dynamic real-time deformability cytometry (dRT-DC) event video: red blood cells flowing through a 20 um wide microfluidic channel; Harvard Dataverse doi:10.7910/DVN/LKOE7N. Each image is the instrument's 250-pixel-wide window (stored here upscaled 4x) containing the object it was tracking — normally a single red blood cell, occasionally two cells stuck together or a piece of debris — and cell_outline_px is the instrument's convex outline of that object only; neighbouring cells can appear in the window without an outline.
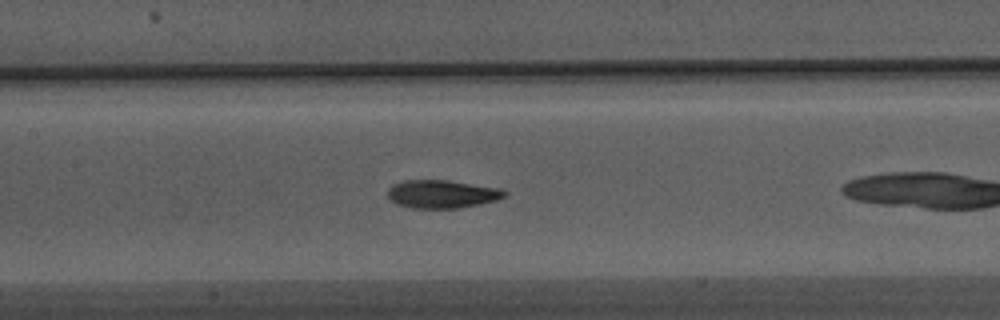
{"species": "Egyptian fruit bat (a non-hibernating species)", "species_latin": "Rousettus aegyptiacus", "temperature_condition": "warm", "stored_images_in_passage": 29, "camera_frame_rate_fps": 3000, "um_per_image_px": 0.085, "animal": {"sex": "male"}, "frame": {"image": 1, "passage_image": 10, "time_ms": 3.0, "image_size_px": [1000, 320], "cell_outline_px": [[508, 192], [504, 196], [496, 200], [480, 204], [456, 208], [412, 208], [396, 204], [388, 196], [388, 188], [392, 184], [404, 180], [448, 180], [496, 188]], "centroid_in_image_um": [37.52, 16.49], "position_along_channel_um": 169.9, "area_um2": 18.96}}
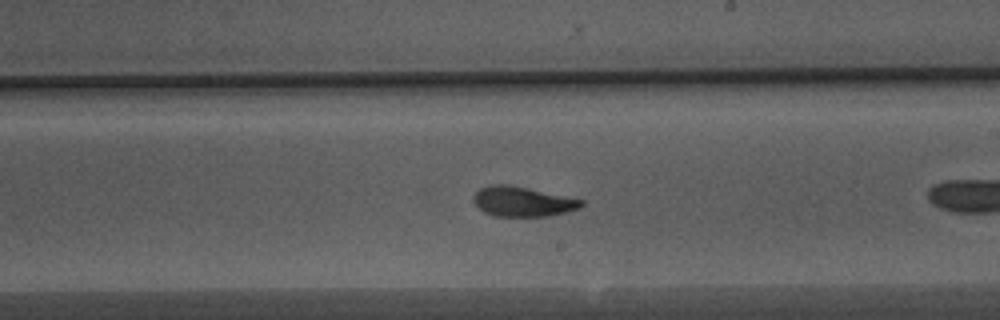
{"frame": {"image": 2, "passage_image": 16, "time_ms": 5.0, "image_size_px": [1000, 320], "cell_outline_px": [[584, 204], [580, 208], [548, 216], [492, 216], [484, 212], [472, 200], [472, 196], [480, 188], [488, 184], [504, 184], [528, 188], [584, 200]], "centroid_in_image_um": [44.39, 17.13], "position_along_channel_um": 244.6, "area_um2": 18.73}}
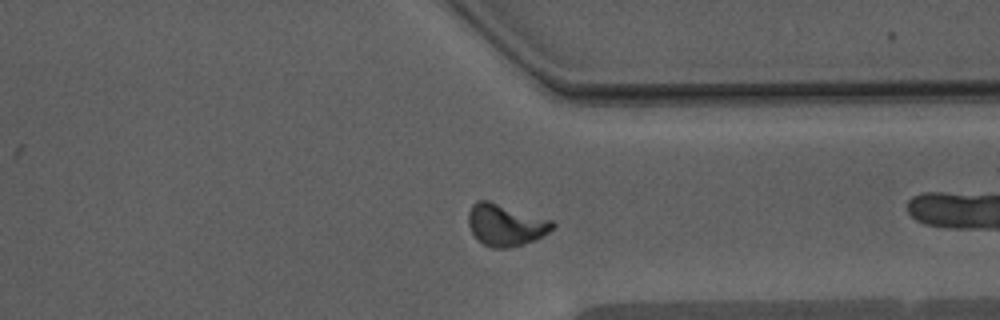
{"frame": {"image": 3, "passage_image": 26, "time_ms": 8.333, "image_size_px": [1000, 320], "cell_outline_px": [[556, 224], [548, 232], [524, 244], [508, 248], [492, 248], [476, 240], [468, 224], [468, 212], [472, 204], [476, 200], [488, 200], [552, 220]], "centroid_in_image_um": [42.93, 19.11], "position_along_channel_um": 368.5, "area_um2": 20.46}, "authors_computed_cell_mechanics": {"area_um2": 19.4208, "velocity_mm_per_s": 3.7464, "shape_relaxation_time_tau1_ms": 1.6552, "shape_relaxation_time_tau2_ms": 0.7213, "deformation_change_tau1": 0.139, "deformation_change_tau2": 0.0775}}